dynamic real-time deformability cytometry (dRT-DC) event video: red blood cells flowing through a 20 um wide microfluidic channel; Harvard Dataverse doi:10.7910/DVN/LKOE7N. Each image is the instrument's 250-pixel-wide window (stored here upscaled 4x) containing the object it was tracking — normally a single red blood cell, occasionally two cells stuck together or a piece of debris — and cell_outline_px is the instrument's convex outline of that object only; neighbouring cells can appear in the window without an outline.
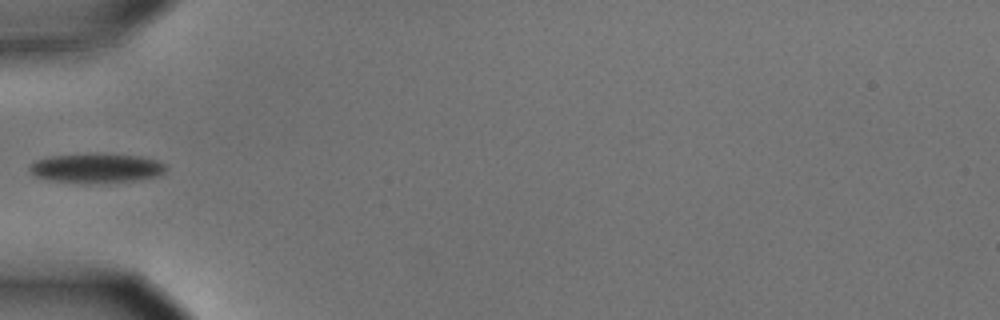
{"species": "common noctule bat (a hibernating species)", "species_latin": "Nyctalus noctula", "temperature_condition": "cold", "stored_images_in_passage": 7, "camera_frame_rate_fps": 3000, "um_per_image_px": 0.085, "animal": {"sex": "male", "body_mass_g": 15.6}, "frame": {"image": 1, "passage_image": 6, "time_ms": 1.667, "image_size_px": [1000, 320], "cell_outline_px": [[168, 168], [160, 176], [136, 180], [48, 180], [36, 176], [28, 168], [36, 160], [52, 156], [140, 156], [156, 160], [164, 164]], "centroid_in_image_um": [8.26, 14.28], "position_along_channel_um": 76.7, "area_um2": 21.27}}
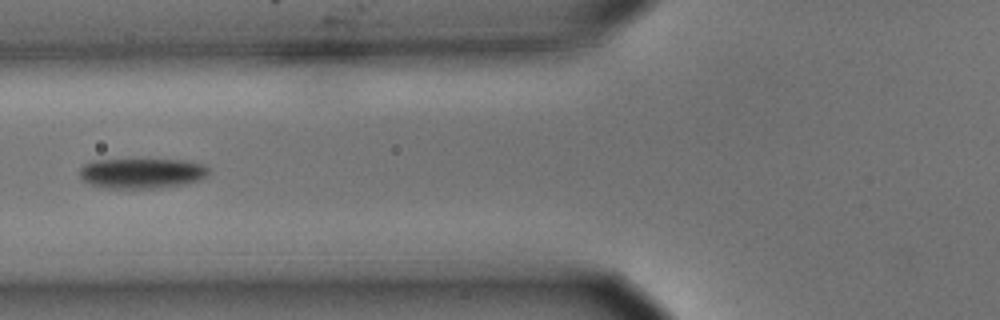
{"frame": {"image": 2, "passage_image": 7, "time_ms": 2.0, "image_size_px": [1000, 320], "cell_outline_px": [[208, 172], [200, 180], [184, 184], [156, 188], [104, 188], [92, 184], [84, 180], [80, 176], [80, 168], [84, 164], [92, 160], [180, 160], [204, 164], [208, 168]], "centroid_in_image_um": [12.04, 14.73], "position_along_channel_um": 113.8, "area_um2": 22.48}}